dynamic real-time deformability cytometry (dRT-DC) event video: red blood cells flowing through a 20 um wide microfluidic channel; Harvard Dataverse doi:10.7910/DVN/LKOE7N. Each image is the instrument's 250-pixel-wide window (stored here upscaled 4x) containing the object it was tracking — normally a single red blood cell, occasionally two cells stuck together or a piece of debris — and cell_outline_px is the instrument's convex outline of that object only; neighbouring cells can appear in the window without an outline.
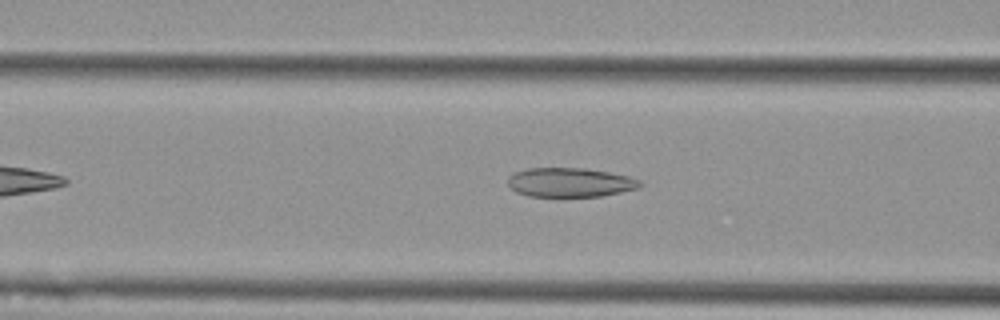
{"species": "Egyptian fruit bat (a non-hibernating species)", "species_latin": "Rousettus aegyptiacus", "temperature_condition": "cold", "stored_images_in_passage": 39, "camera_frame_rate_fps": 3000, "um_per_image_px": 0.085, "animal": {"sex": "female"}, "frame": {"image": 1, "passage_image": 12, "time_ms": 3.667, "image_size_px": [1000, 320], "cell_outline_px": [[644, 184], [640, 188], [600, 196], [528, 196], [516, 192], [508, 188], [508, 176], [516, 172], [528, 168], [584, 168], [608, 172], [628, 176], [640, 180]], "centroid_in_image_um": [48.44, 15.5], "position_along_channel_um": 118.2, "area_um2": 22.54}}
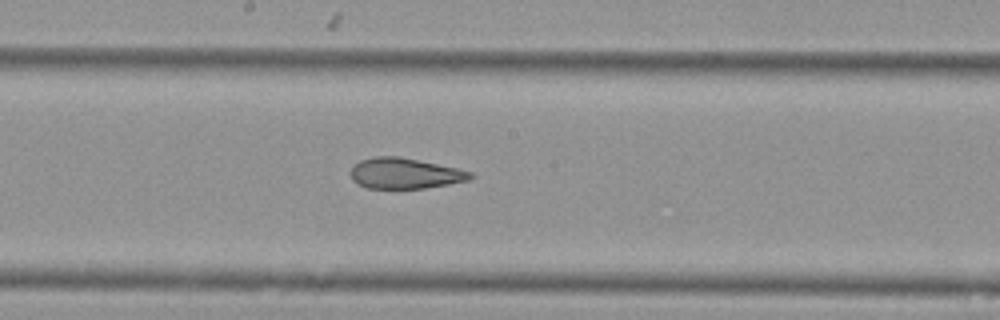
{"frame": {"image": 2, "passage_image": 20, "time_ms": 6.333, "image_size_px": [1000, 320], "cell_outline_px": [[472, 176], [468, 180], [448, 184], [424, 188], [368, 188], [356, 184], [352, 180], [352, 168], [360, 160], [376, 156], [400, 156], [456, 168], [472, 172]], "centroid_in_image_um": [34.39, 14.73], "position_along_channel_um": 213.8, "area_um2": 21.15}}
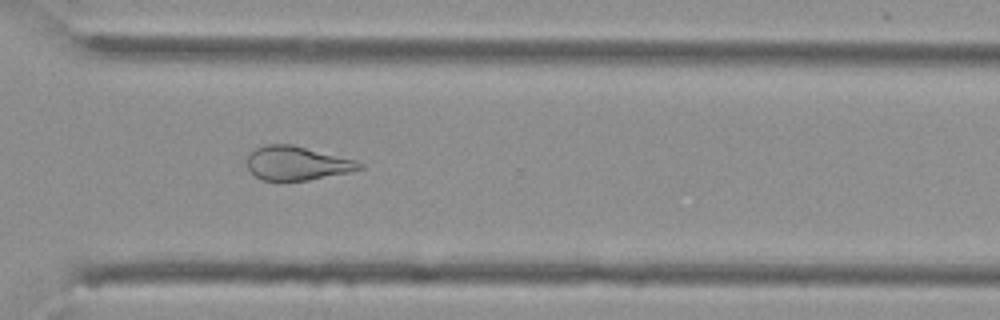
{"frame": {"image": 3, "passage_image": 31, "time_ms": 10.0, "image_size_px": [1000, 320], "cell_outline_px": [[364, 168], [348, 172], [308, 180], [264, 180], [256, 176], [248, 168], [248, 152], [264, 144], [292, 144], [356, 160], [364, 164]], "centroid_in_image_um": [25.24, 13.86], "position_along_channel_um": 345.4, "area_um2": 22.08}, "authors_computed_cell_mechanics": {"area_um2": 23.0622, "velocity_mm_per_s": 3.5913, "shape_relaxation_time_tau1_ms": null, "shape_relaxation_time_tau2_ms": 2.8259, "deformation_change_tau1": null, "deformation_change_tau2": 0.1198}}